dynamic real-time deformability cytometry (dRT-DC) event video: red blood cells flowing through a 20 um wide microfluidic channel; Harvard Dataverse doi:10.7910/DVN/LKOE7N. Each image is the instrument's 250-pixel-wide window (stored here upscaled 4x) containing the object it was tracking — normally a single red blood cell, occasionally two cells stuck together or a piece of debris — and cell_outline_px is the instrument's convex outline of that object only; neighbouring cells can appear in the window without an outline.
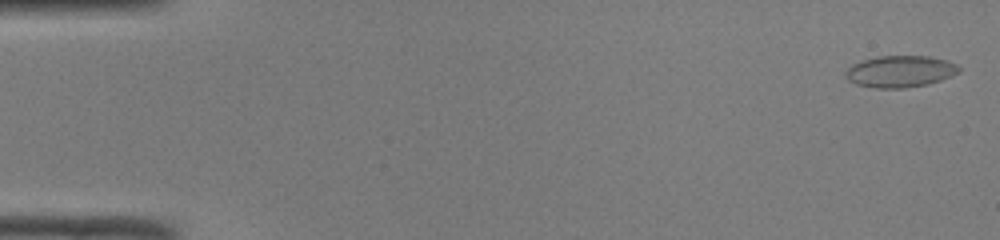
{"species": "common noctule bat (a hibernating species)", "species_latin": "Nyctalus noctula", "temperature_condition": "room temperature", "stored_images_in_passage": 51, "camera_frame_rate_fps": 3000, "um_per_image_px": 0.085, "animal": {"sex": "male", "body_mass_g": 19.0, "forearm_length_mm": 50.8}, "frame": {"image": 1, "passage_image": 2, "time_ms": 0.333, "image_size_px": [1000, 240], "cell_outline_px": [[960, 72], [940, 80], [928, 84], [904, 88], [876, 88], [856, 84], [848, 80], [844, 76], [844, 72], [852, 64], [876, 56], [928, 56], [944, 60], [956, 64], [960, 68]], "centroid_in_image_um": [76.48, 6.07], "position_along_channel_um": 8.5, "area_um2": 20.87}}
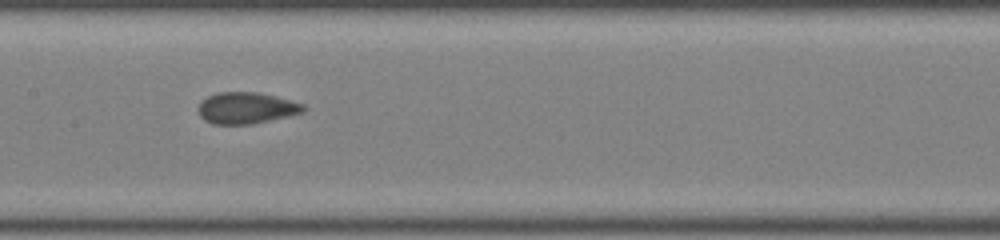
{"frame": {"image": 2, "passage_image": 26, "time_ms": 8.333, "image_size_px": [1000, 240], "cell_outline_px": [[304, 112], [252, 124], [212, 124], [204, 120], [200, 116], [200, 104], [208, 96], [216, 92], [256, 92], [304, 104]], "centroid_in_image_um": [20.92, 9.18], "position_along_channel_um": 186.5, "area_um2": 18.84}}
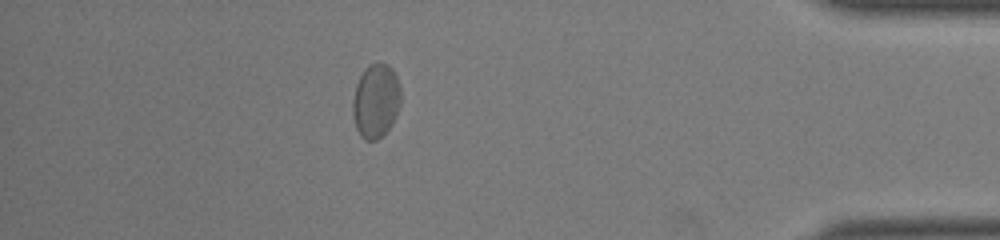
{"frame": {"image": 3, "passage_image": 45, "time_ms": 14.667, "image_size_px": [1000, 240], "cell_outline_px": [[400, 104], [396, 116], [392, 124], [376, 140], [364, 140], [360, 136], [356, 128], [352, 112], [352, 104], [356, 84], [360, 76], [368, 64], [388, 64], [392, 68], [396, 76], [400, 88]], "centroid_in_image_um": [31.94, 8.58], "position_along_channel_um": 403.3, "area_um2": 20.63}}